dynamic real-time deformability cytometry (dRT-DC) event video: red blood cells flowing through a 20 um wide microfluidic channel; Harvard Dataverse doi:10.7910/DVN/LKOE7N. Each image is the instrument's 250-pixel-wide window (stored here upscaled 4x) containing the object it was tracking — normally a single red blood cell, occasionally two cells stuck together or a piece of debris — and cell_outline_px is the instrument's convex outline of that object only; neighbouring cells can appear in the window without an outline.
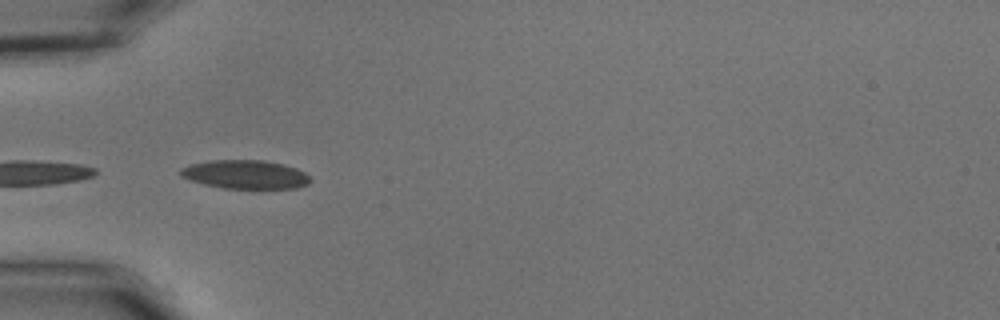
{"species": "common noctule bat (a hibernating species)", "species_latin": "Nyctalus noctula", "temperature_condition": "cold", "stored_images_in_passage": 4, "camera_frame_rate_fps": 3000, "um_per_image_px": 0.085, "animal": {"sex": "male", "body_mass_g": 15.6}, "frame": {"image": 1, "passage_image": 1, "time_ms": 0.0, "image_size_px": [1000, 320], "cell_outline_px": [[312, 180], [308, 184], [296, 188], [224, 188], [204, 184], [180, 176], [180, 168], [192, 164], [208, 160], [260, 160], [284, 164], [296, 168], [304, 172]], "centroid_in_image_um": [20.86, 14.82], "position_along_channel_um": 64.1, "area_um2": 21.56}}